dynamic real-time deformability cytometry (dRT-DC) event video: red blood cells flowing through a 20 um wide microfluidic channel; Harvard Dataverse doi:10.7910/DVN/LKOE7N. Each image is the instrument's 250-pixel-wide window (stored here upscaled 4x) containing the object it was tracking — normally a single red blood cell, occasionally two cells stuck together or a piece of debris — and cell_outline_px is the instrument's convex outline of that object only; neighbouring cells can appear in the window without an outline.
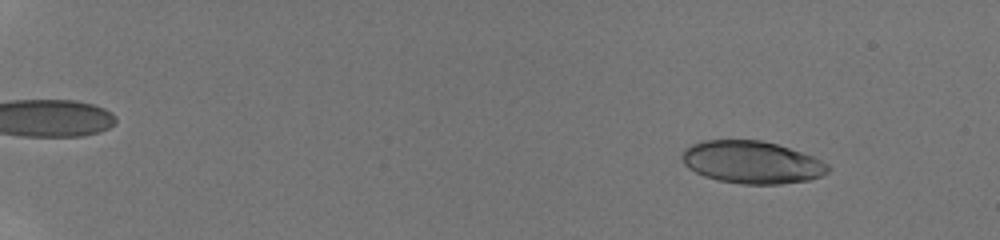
{"species": "human", "species_latin": "Homo sapiens", "temperature_condition": "room temperature", "stored_images_in_passage": 32, "camera_frame_rate_fps": 3000, "um_per_image_px": 0.085, "donor": {"sex": "male"}, "frame": {"image": 1, "passage_image": 6, "time_ms": 2.0, "image_size_px": [1000, 240], "cell_outline_px": [[832, 168], [828, 172], [820, 176], [808, 180], [780, 184], [740, 184], [716, 180], [704, 176], [688, 168], [684, 164], [680, 156], [684, 148], [692, 144], [704, 140], [760, 140], [776, 144], [812, 156], [828, 164]], "centroid_in_image_um": [63.87, 13.8], "position_along_channel_um": 21.1, "area_um2": 36.18}}
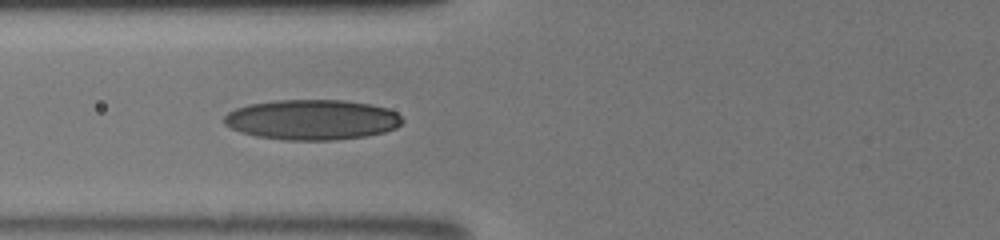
{"frame": {"image": 2, "passage_image": 16, "time_ms": 8.0, "image_size_px": [1000, 240], "cell_outline_px": [[404, 120], [396, 128], [384, 132], [364, 136], [336, 140], [284, 140], [256, 136], [240, 132], [224, 124], [224, 116], [228, 112], [236, 108], [248, 104], [276, 100], [344, 100], [368, 104], [388, 108], [396, 112]], "centroid_in_image_um": [26.51, 10.17], "position_along_channel_um": 99.3, "area_um2": 41.85}}
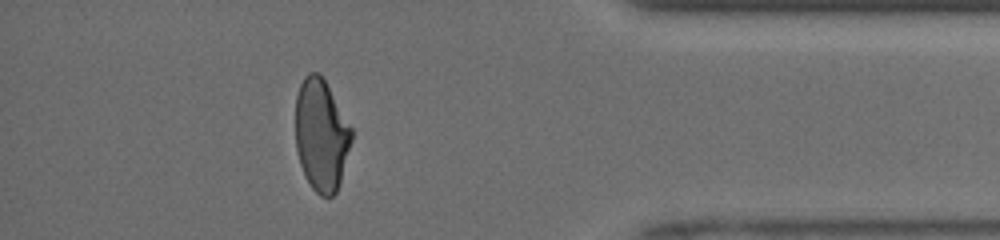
{"frame": {"image": 3, "passage_image": 29, "time_ms": 16.0, "image_size_px": [1000, 240], "cell_outline_px": [[352, 140], [340, 180], [336, 192], [332, 196], [320, 196], [312, 188], [304, 176], [300, 164], [296, 148], [296, 96], [300, 84], [304, 76], [308, 72], [320, 72], [352, 128]], "centroid_in_image_um": [27.29, 11.46], "position_along_channel_um": 407.9, "area_um2": 36.47}, "authors_computed_cell_mechanics": {"area_um2": 37.8301, "velocity_mm_per_s": 4.1413, "shape_relaxation_time_tau1_ms": 10.5208, "shape_relaxation_time_tau2_ms": 1.4712, "deformation_change_tau1": 0.2934, "deformation_change_tau2": 0.074}}